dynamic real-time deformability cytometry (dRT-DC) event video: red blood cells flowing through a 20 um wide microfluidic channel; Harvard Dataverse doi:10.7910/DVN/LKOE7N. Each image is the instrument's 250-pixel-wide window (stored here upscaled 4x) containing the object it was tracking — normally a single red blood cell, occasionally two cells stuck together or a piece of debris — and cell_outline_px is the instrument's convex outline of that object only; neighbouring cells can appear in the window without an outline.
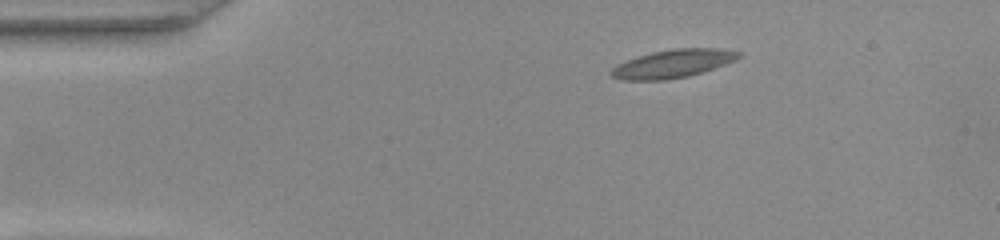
{"species": "common noctule bat (a hibernating species)", "species_latin": "Nyctalus noctula", "temperature_condition": "warm", "stored_images_in_passage": 43, "camera_frame_rate_fps": 3000, "um_per_image_px": 0.085, "animal": {"sex": "female", "body_mass_g": 22.0, "forearm_length_mm": 56.7}, "frame": {"image": 1, "passage_image": 1, "time_ms": 0.0, "image_size_px": [1000, 240], "cell_outline_px": [[740, 56], [736, 60], [688, 76], [668, 80], [620, 80], [612, 76], [608, 72], [616, 64], [652, 52], [676, 48], [716, 48], [740, 52]], "centroid_in_image_um": [57.15, 5.42], "position_along_channel_um": 27.9, "area_um2": 20.69}}
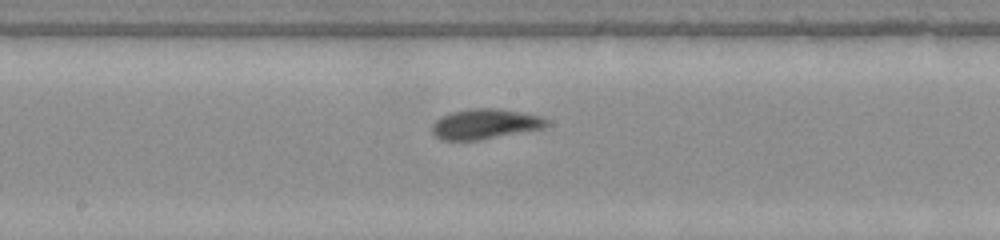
{"frame": {"image": 2, "passage_image": 19, "time_ms": 6.0, "image_size_px": [1000, 240], "cell_outline_px": [[548, 124], [544, 128], [480, 140], [440, 140], [432, 132], [432, 124], [440, 116], [452, 112], [472, 108], [500, 108], [544, 116], [548, 120]], "centroid_in_image_um": [41.25, 10.53], "position_along_channel_um": 207.0, "area_um2": 20.35}}
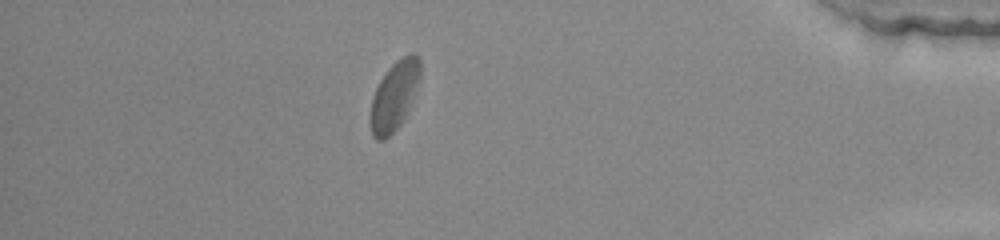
{"frame": {"image": 3, "passage_image": 37, "time_ms": 12.0, "image_size_px": [1000, 240], "cell_outline_px": [[420, 80], [404, 120], [384, 140], [376, 140], [372, 136], [368, 120], [372, 96], [380, 80], [388, 68], [400, 56], [408, 52], [416, 52], [420, 56]], "centroid_in_image_um": [33.51, 8.11], "position_along_channel_um": 401.7, "area_um2": 20.58}, "authors_computed_cell_mechanics": {"area_um2": 19.8254, "velocity_mm_per_s": 3.9803, "shape_relaxation_time_tau1_ms": 3.8689, "shape_relaxation_time_tau2_ms": 0.7416, "deformation_change_tau1": 0.1541, "deformation_change_tau2": 0.0559}}